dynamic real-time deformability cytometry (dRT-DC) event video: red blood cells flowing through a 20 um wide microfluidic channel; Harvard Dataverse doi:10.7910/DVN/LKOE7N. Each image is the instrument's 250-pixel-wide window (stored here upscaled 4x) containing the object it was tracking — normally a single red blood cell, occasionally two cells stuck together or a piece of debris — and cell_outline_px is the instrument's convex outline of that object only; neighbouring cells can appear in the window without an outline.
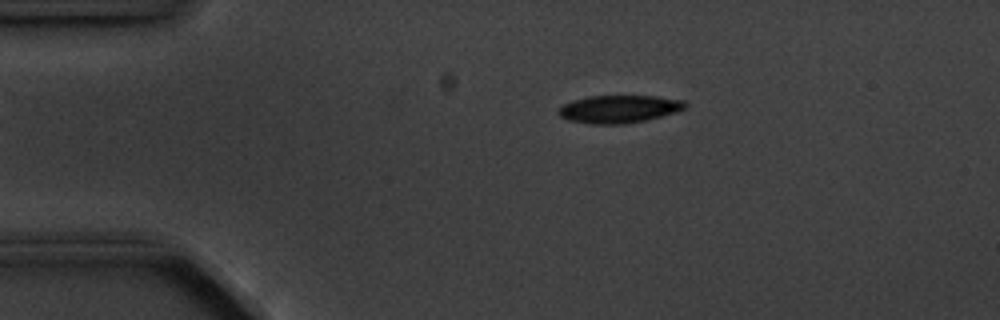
{"species": "common noctule bat (a hibernating species)", "species_latin": "Nyctalus noctula", "temperature_condition": "cold", "stored_images_in_passage": 3, "camera_frame_rate_fps": 3000, "um_per_image_px": 0.085, "animal": {"sex": "male", "body_mass_g": 20.1, "forearm_length_mm": 53.5}, "frame": {"image": 1, "passage_image": 1, "time_ms": 0.0, "image_size_px": [1000, 320], "cell_outline_px": [[688, 104], [684, 108], [648, 120], [624, 124], [588, 124], [568, 120], [560, 116], [556, 112], [564, 104], [572, 100], [588, 96], [656, 96], [684, 100]], "centroid_in_image_um": [52.58, 9.27], "position_along_channel_um": 32.4, "area_um2": 20.46}}
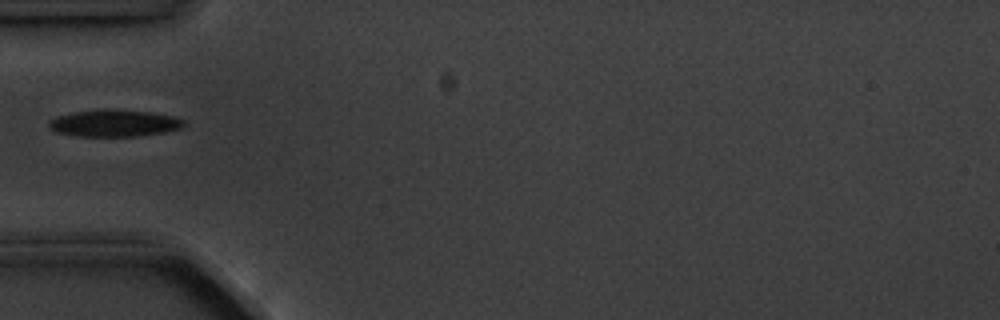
{"frame": {"image": 2, "passage_image": 3, "time_ms": 2.333, "image_size_px": [1000, 320], "cell_outline_px": [[188, 124], [180, 128], [164, 132], [136, 136], [80, 136], [56, 132], [48, 124], [56, 116], [76, 112], [152, 112], [172, 116], [184, 120]], "centroid_in_image_um": [9.78, 10.52], "position_along_channel_um": 75.2, "area_um2": 19.94}}